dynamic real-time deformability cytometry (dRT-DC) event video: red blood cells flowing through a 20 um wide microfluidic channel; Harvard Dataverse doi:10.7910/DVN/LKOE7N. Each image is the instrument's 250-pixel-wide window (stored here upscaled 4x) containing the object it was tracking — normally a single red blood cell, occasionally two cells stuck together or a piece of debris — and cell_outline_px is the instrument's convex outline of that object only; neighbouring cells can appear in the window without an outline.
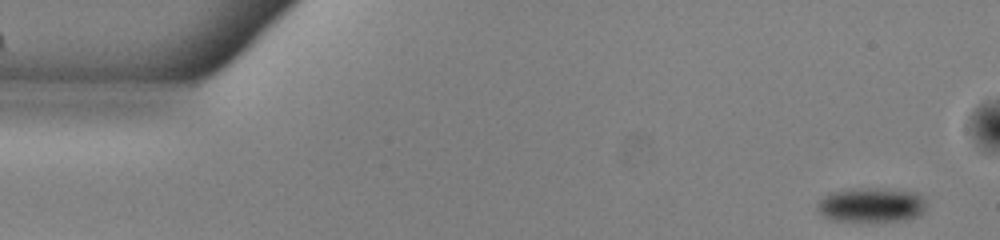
{"species": "common noctule bat (a hibernating species)", "species_latin": "Nyctalus noctula", "temperature_condition": "warm", "stored_images_in_passage": 43, "camera_frame_rate_fps": 3000, "um_per_image_px": 0.085, "animal": {"sex": "male", "body_mass_g": 13.0, "forearm_length_mm": 53.1}, "frame": {"image": 1, "passage_image": 1, "time_ms": 0.0, "image_size_px": [1000, 240], "cell_outline_px": [[924, 212], [920, 216], [908, 220], [832, 220], [824, 216], [816, 208], [816, 204], [824, 196], [832, 192], [852, 188], [888, 188], [916, 192], [924, 196]], "centroid_in_image_um": [74.1, 17.39], "position_along_channel_um": 10.9, "area_um2": 21.96}}
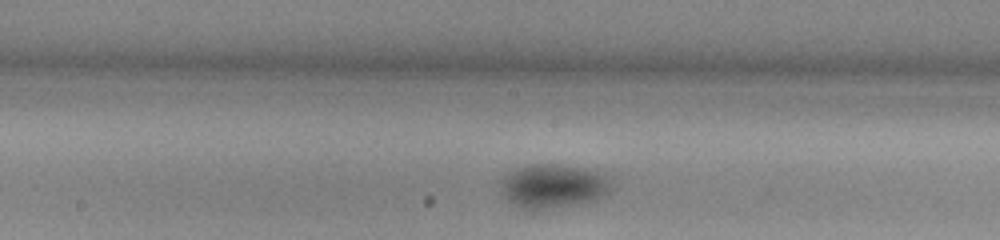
{"frame": {"image": 2, "passage_image": 25, "time_ms": 8.0, "image_size_px": [1000, 240], "cell_outline_px": [[612, 188], [608, 192], [592, 200], [532, 212], [508, 200], [504, 196], [500, 184], [500, 180], [504, 176], [516, 168], [528, 164], [556, 164], [584, 168], [596, 172], [604, 176], [608, 180]], "centroid_in_image_um": [46.94, 15.81], "position_along_channel_um": 201.3, "area_um2": 27.92}}
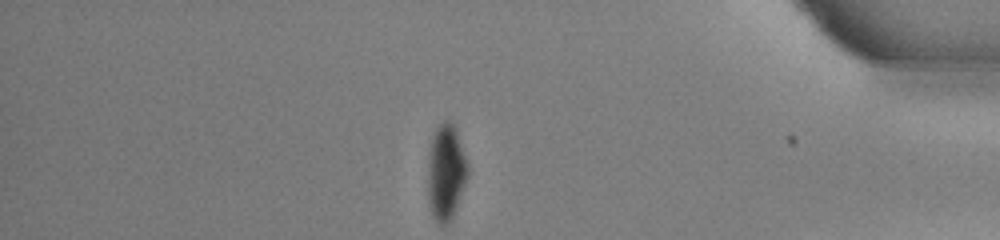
{"frame": {"image": 3, "passage_image": 43, "time_ms": 14.0, "image_size_px": [1000, 240], "cell_outline_px": [[468, 176], [452, 220], [448, 224], [440, 224], [432, 216], [428, 204], [428, 156], [432, 136], [436, 128], [444, 120], [452, 120], [456, 128], [468, 164]], "centroid_in_image_um": [37.9, 14.64], "position_along_channel_um": 397.3, "area_um2": 22.66}, "authors_computed_cell_mechanics": {"area_um2": 25.5476, "velocity_mm_per_s": 3.9125, "shape_relaxation_time_tau1_ms": 2.7366, "shape_relaxation_time_tau2_ms": null, "deformation_change_tau1": 0.0628, "deformation_change_tau2": null}}